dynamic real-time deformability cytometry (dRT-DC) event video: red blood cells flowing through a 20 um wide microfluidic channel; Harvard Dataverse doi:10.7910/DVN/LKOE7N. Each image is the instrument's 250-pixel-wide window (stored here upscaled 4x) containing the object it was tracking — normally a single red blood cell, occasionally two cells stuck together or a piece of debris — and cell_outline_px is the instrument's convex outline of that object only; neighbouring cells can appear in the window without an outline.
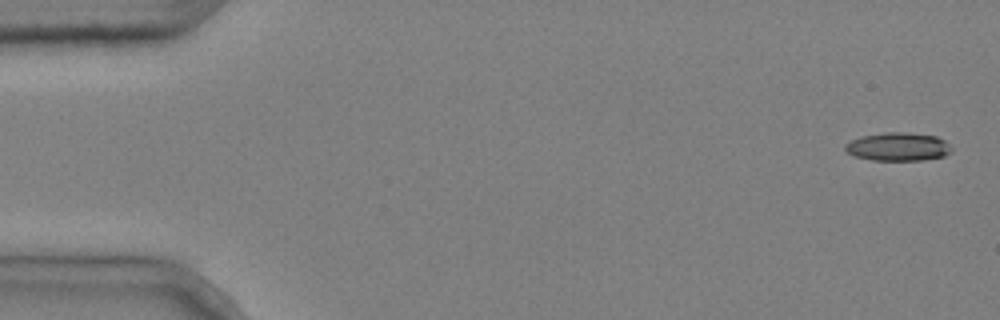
{"species": "common noctule bat (a hibernating species)", "species_latin": "Nyctalus noctula", "temperature_condition": "cold", "stored_images_in_passage": 4, "camera_frame_rate_fps": 3000, "um_per_image_px": 0.085, "animal": {"sex": "male", "body_mass_g": 20.4}, "frame": {"image": 1, "passage_image": 1, "time_ms": 0.0, "image_size_px": [1000, 320], "cell_outline_px": [[952, 152], [944, 156], [924, 160], [872, 160], [856, 156], [848, 152], [844, 148], [844, 144], [860, 136], [884, 132], [908, 132], [936, 136], [944, 140], [952, 148]], "centroid_in_image_um": [76.35, 12.46], "position_along_channel_um": 8.7, "area_um2": 17.63}}
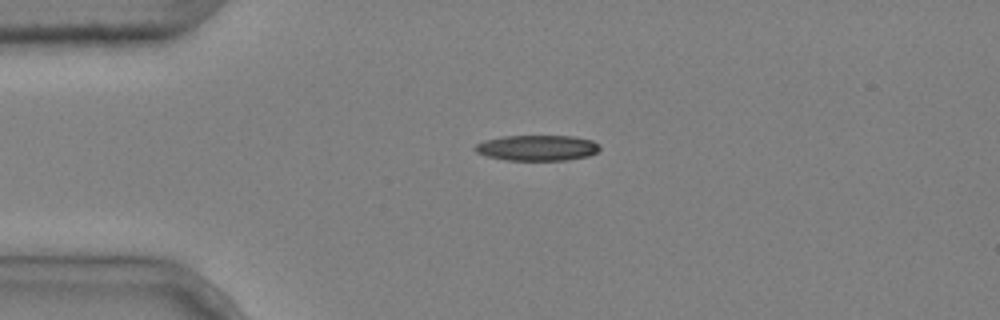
{"frame": {"image": 2, "passage_image": 4, "time_ms": 1.0, "image_size_px": [1000, 320], "cell_outline_px": [[600, 148], [596, 152], [588, 156], [564, 160], [504, 160], [488, 156], [476, 152], [472, 148], [476, 144], [484, 140], [504, 136], [572, 136], [592, 140], [600, 144]], "centroid_in_image_um": [45.65, 12.56], "position_along_channel_um": 39.4, "area_um2": 18.61}}